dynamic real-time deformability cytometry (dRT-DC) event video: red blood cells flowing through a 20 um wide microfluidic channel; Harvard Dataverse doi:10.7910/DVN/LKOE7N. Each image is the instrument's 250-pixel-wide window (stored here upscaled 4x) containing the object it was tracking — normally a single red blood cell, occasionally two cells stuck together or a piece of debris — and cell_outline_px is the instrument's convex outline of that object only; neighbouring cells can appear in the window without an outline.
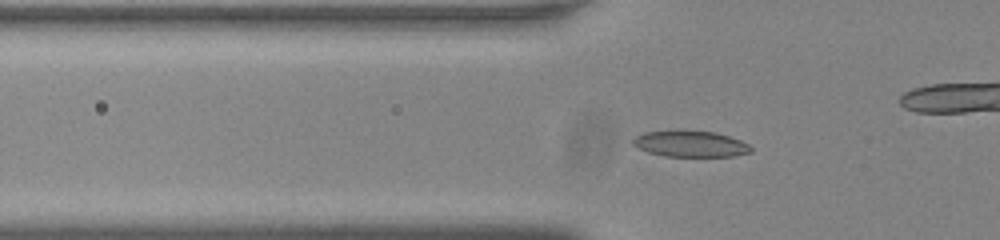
{"species": "common noctule bat (a hibernating species)", "species_latin": "Nyctalus noctula", "temperature_condition": "room temperature", "stored_images_in_passage": 53, "camera_frame_rate_fps": 3000, "um_per_image_px": 0.085, "animal": {"sex": "male", "body_mass_g": 20.0, "forearm_length_mm": 53.3}, "frame": {"image": 1, "passage_image": 16, "time_ms": 5.0, "image_size_px": [1000, 240], "cell_outline_px": [[752, 152], [732, 156], [664, 156], [648, 152], [636, 148], [632, 144], [632, 140], [636, 136], [644, 132], [676, 128], [716, 132], [740, 140], [748, 144], [752, 148]], "centroid_in_image_um": [58.63, 12.19], "position_along_channel_um": 67.2, "area_um2": 18.55}}
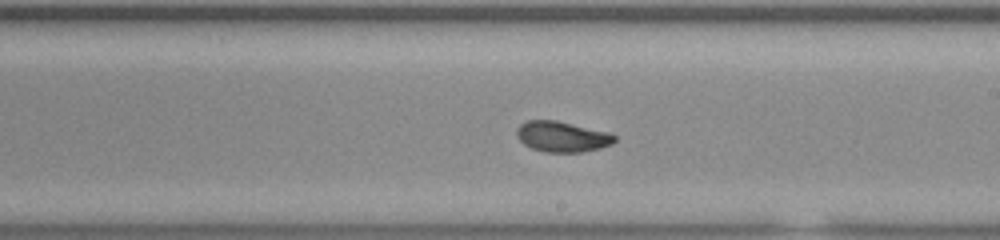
{"frame": {"image": 2, "passage_image": 30, "time_ms": 9.667, "image_size_px": [1000, 240], "cell_outline_px": [[616, 140], [612, 144], [600, 148], [580, 152], [544, 152], [532, 148], [524, 144], [516, 136], [516, 128], [520, 124], [528, 120], [556, 120], [608, 132], [616, 136]], "centroid_in_image_um": [47.76, 11.61], "position_along_channel_um": 241.2, "area_um2": 17.46}}
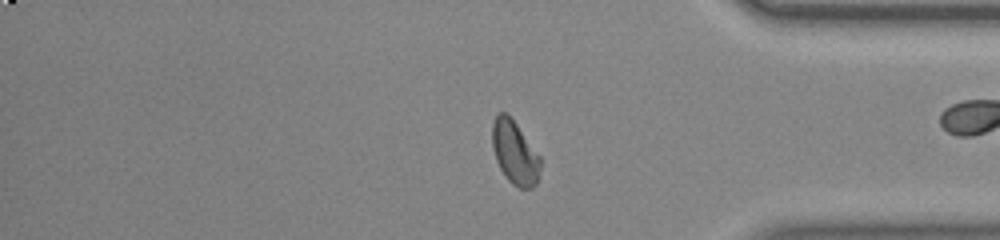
{"frame": {"image": 3, "passage_image": 43, "time_ms": 14.0, "image_size_px": [1000, 240], "cell_outline_px": [[540, 180], [532, 188], [520, 188], [512, 184], [508, 180], [500, 168], [496, 160], [492, 148], [492, 124], [496, 116], [500, 112], [504, 112], [516, 124], [540, 156]], "centroid_in_image_um": [43.76, 13.01], "position_along_channel_um": 391.4, "area_um2": 17.69}, "authors_computed_cell_mechanics": {"area_um2": 17.5134, "velocity_mm_per_s": 3.7812, "shape_relaxation_time_tau1_ms": 5.1603, "shape_relaxation_time_tau2_ms": 1.1511, "deformation_change_tau1": 0.1456, "deformation_change_tau2": 0.054}}